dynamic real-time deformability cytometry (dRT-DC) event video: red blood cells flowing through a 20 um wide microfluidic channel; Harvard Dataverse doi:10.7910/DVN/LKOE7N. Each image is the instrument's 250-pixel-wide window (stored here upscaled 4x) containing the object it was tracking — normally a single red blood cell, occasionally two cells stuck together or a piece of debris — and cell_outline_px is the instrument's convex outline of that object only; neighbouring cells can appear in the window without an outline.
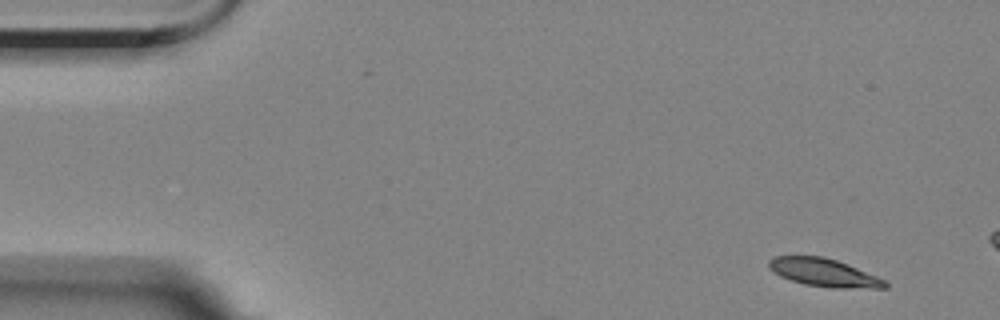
{"species": "Egyptian fruit bat (a non-hibernating species)", "species_latin": "Rousettus aegyptiacus", "temperature_condition": "room temperature", "stored_images_in_passage": 3, "camera_frame_rate_fps": 3000, "um_per_image_px": 0.085, "animal": {"sex": "female"}, "frame": {"image": 1, "passage_image": 1, "time_ms": 0.0, "image_size_px": [1000, 320], "cell_outline_px": [[888, 288], [832, 288], [804, 284], [780, 276], [768, 268], [768, 260], [776, 256], [824, 256], [848, 264], [876, 276], [884, 280], [888, 284]], "centroid_in_image_um": [70.02, 23.17], "position_along_channel_um": 15.0, "area_um2": 18.9}}